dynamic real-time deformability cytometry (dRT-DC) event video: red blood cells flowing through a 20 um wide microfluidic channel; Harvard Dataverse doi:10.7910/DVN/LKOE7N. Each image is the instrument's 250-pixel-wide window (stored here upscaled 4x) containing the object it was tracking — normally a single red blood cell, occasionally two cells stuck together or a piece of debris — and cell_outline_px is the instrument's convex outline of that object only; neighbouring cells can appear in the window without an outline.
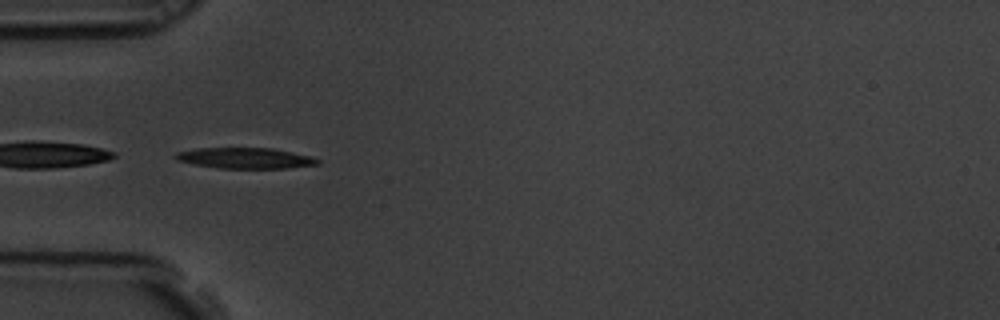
{"species": "common noctule bat (a hibernating species)", "species_latin": "Nyctalus noctula", "temperature_condition": "room temperature", "stored_images_in_passage": 47, "camera_frame_rate_fps": 3000, "um_per_image_px": 0.085, "animal": {"sex": "male", "body_mass_g": 19.5, "forearm_length_mm": 54.6}, "frame": {"image": 1, "passage_image": 7, "time_ms": 2.0, "image_size_px": [1000, 320], "cell_outline_px": [[320, 164], [288, 168], [220, 168], [196, 164], [176, 160], [172, 156], [176, 152], [196, 148], [272, 148], [312, 156], [320, 160]], "centroid_in_image_um": [20.85, 13.43], "position_along_channel_um": 64.1, "area_um2": 17.22}}
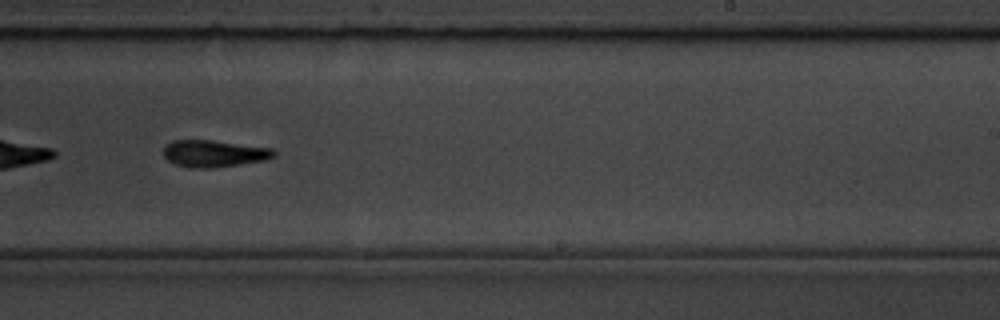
{"frame": {"image": 2, "passage_image": 25, "time_ms": 8.0, "image_size_px": [1000, 320], "cell_outline_px": [[276, 156], [264, 160], [212, 168], [192, 168], [176, 164], [168, 160], [164, 156], [164, 148], [172, 140], [208, 140], [272, 148], [276, 152]], "centroid_in_image_um": [18.19, 13.05], "position_along_channel_um": 270.8, "area_um2": 17.05}}
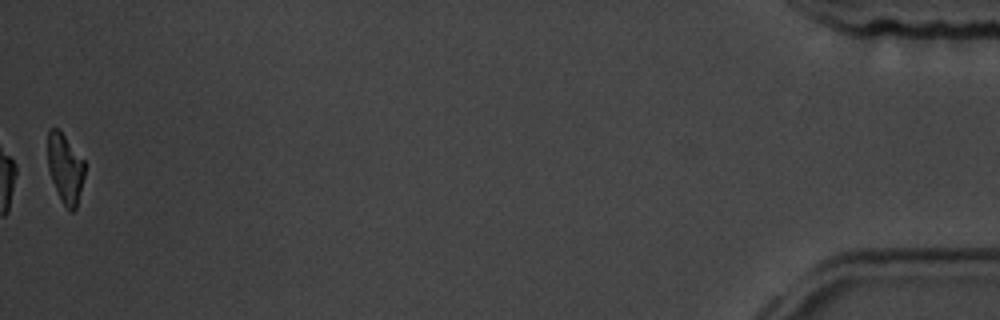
{"frame": {"image": 3, "passage_image": 47, "time_ms": 15.333, "image_size_px": [1000, 320], "cell_outline_px": [[84, 176], [76, 208], [72, 212], [64, 204], [52, 180], [48, 168], [48, 128], [56, 128], [64, 136], [84, 160]], "centroid_in_image_um": [5.54, 14.29], "position_along_channel_um": 429.7, "area_um2": 14.45}, "authors_computed_cell_mechanics": {"area_um2": 17.2244, "velocity_mm_per_s": 3.4727, "shape_relaxation_time_tau1_ms": 3.2806, "shape_relaxation_time_tau2_ms": 4.5266, "deformation_change_tau1": 0.1652, "deformation_change_tau2": 0.1229}}